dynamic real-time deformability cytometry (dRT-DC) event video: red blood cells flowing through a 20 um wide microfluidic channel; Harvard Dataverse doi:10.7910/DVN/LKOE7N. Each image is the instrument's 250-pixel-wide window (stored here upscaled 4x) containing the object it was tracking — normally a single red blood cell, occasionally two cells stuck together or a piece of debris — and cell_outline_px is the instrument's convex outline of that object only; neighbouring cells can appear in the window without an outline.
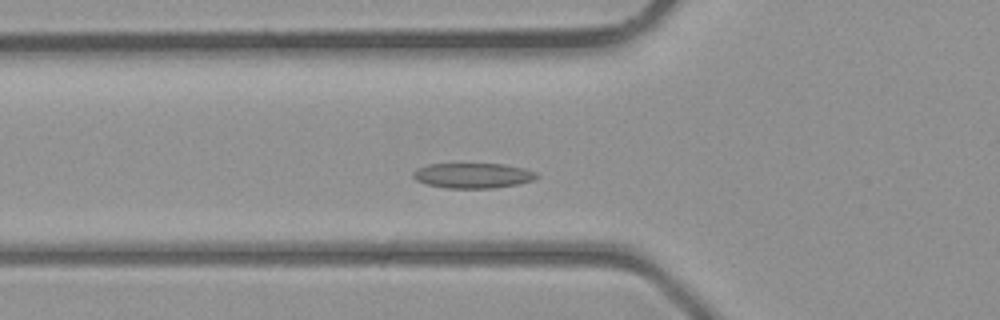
{"species": "common noctule bat (a hibernating species)", "species_latin": "Nyctalus noctula", "temperature_condition": "room temperature", "stored_images_in_passage": 30, "camera_frame_rate_fps": 3000, "um_per_image_px": 0.085, "animal": {"sex": "male", "body_mass_g": 23.1, "forearm_length_mm": 52.7}, "frame": {"image": 1, "passage_image": 3, "time_ms": 0.667, "image_size_px": [1000, 320], "cell_outline_px": [[540, 176], [532, 180], [516, 184], [492, 188], [444, 188], [424, 184], [416, 180], [412, 176], [412, 172], [416, 168], [428, 164], [504, 164], [524, 168], [536, 172]], "centroid_in_image_um": [40.15, 14.92], "position_along_channel_um": 85.7, "area_um2": 18.21}}
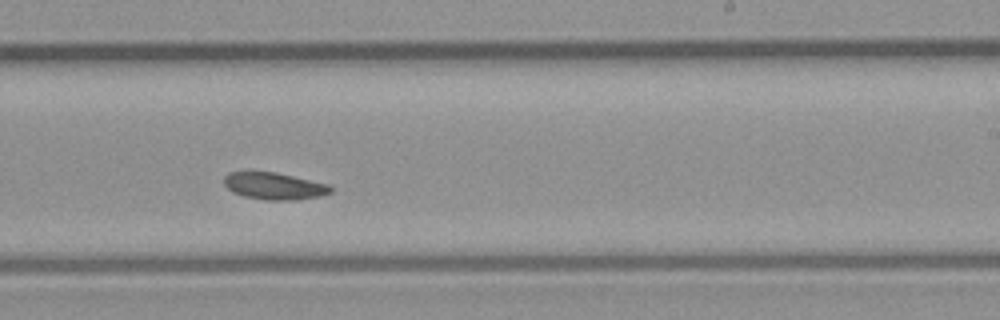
{"frame": {"image": 2, "passage_image": 14, "time_ms": 4.333, "image_size_px": [1000, 320], "cell_outline_px": [[332, 192], [320, 196], [296, 200], [264, 200], [244, 196], [232, 192], [224, 184], [224, 176], [228, 172], [276, 172], [328, 184], [332, 188]], "centroid_in_image_um": [23.3, 15.82], "position_along_channel_um": 265.7, "area_um2": 16.76}}
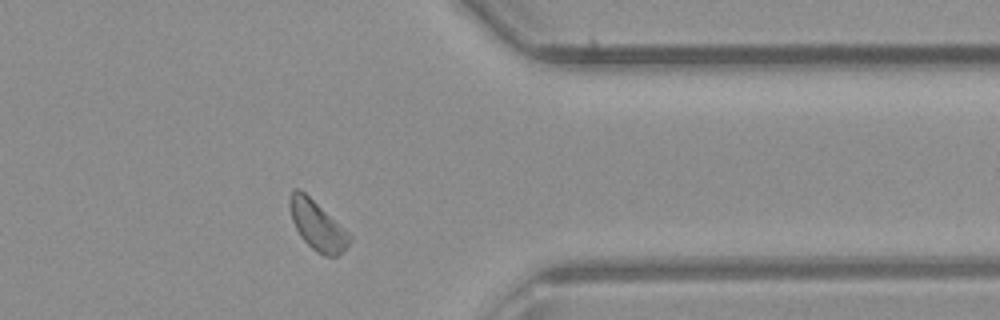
{"frame": {"image": 3, "passage_image": 22, "time_ms": 7.0, "image_size_px": [1000, 320], "cell_outline_px": [[352, 240], [336, 256], [324, 256], [316, 252], [300, 236], [292, 220], [288, 204], [288, 200], [292, 188], [300, 188], [344, 228], [352, 236]], "centroid_in_image_um": [26.93, 19.13], "position_along_channel_um": 384.5, "area_um2": 17.05}}